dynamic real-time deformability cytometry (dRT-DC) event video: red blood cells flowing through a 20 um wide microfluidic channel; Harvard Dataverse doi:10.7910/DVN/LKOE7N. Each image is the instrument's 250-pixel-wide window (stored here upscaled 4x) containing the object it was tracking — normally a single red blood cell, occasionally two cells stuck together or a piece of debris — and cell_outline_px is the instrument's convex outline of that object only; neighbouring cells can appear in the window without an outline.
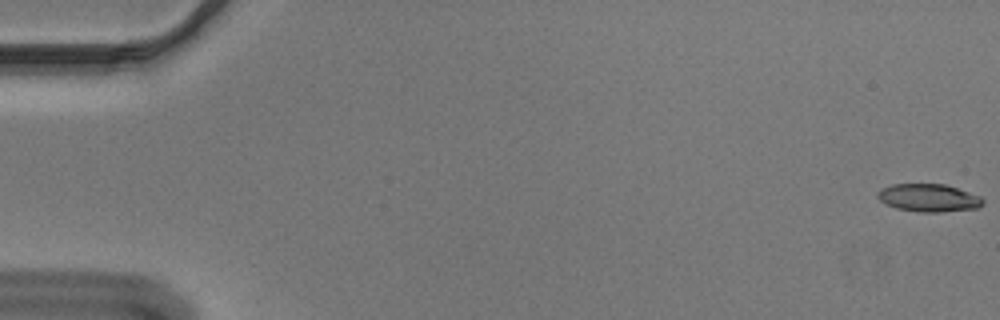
{"species": "Egyptian fruit bat (a non-hibernating species)", "species_latin": "Rousettus aegyptiacus", "temperature_condition": "cold", "stored_images_in_passage": 56, "camera_frame_rate_fps": 3000, "um_per_image_px": 0.085, "animal": {"sex": "male"}, "frame": {"image": 1, "passage_image": 1, "time_ms": 0.0, "image_size_px": [1000, 320], "cell_outline_px": [[984, 204], [980, 208], [936, 212], [920, 212], [896, 208], [884, 204], [876, 196], [876, 192], [880, 188], [892, 184], [944, 184], [980, 196], [984, 200]], "centroid_in_image_um": [78.9, 16.82], "position_along_channel_um": 6.1, "area_um2": 17.17}}
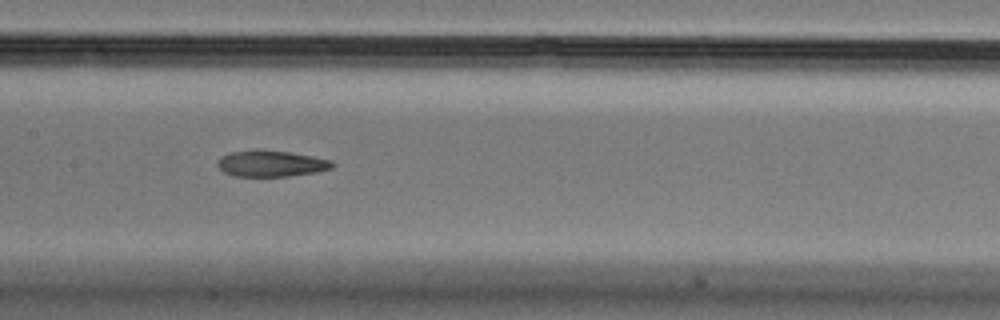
{"frame": {"image": 2, "passage_image": 28, "time_ms": 9.0, "image_size_px": [1000, 320], "cell_outline_px": [[336, 164], [332, 168], [316, 172], [288, 176], [232, 176], [224, 172], [216, 164], [216, 160], [220, 156], [232, 152], [256, 148], [288, 152], [312, 156], [332, 160]], "centroid_in_image_um": [23.01, 13.89], "position_along_channel_um": 184.4, "area_um2": 17.8}}
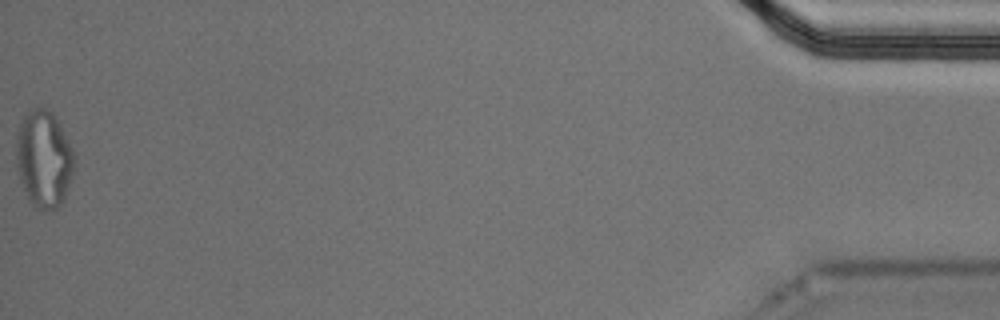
{"frame": {"image": 3, "passage_image": 56, "time_ms": 18.333, "image_size_px": [1000, 320], "cell_outline_px": [[76, 164], [64, 200], [56, 208], [48, 212], [36, 208], [28, 200], [20, 180], [16, 168], [16, 136], [20, 124], [24, 116], [32, 108], [44, 108], [52, 112], [60, 124], [72, 148]], "centroid_in_image_um": [3.73, 13.54], "position_along_channel_um": 431.5, "area_um2": 33.18}, "authors_computed_cell_mechanics": {"area_um2": 18.2648, "velocity_mm_per_s": 3.6598, "shape_relaxation_time_tau1_ms": null, "shape_relaxation_time_tau2_ms": 6.1521, "deformation_change_tau1": null, "deformation_change_tau2": 0.1304}}